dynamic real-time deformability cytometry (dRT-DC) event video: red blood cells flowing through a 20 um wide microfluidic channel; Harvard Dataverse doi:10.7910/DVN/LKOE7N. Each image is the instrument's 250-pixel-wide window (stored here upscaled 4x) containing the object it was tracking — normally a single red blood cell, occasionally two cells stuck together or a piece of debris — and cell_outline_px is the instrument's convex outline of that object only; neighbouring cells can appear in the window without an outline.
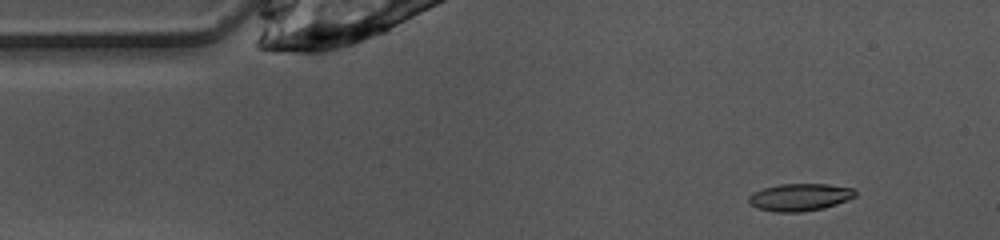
{"species": "common noctule bat (a hibernating species)", "species_latin": "Nyctalus noctula", "temperature_condition": "warm", "stored_images_in_passage": 44, "camera_frame_rate_fps": 3000, "um_per_image_px": 0.085, "animal": {"sex": "female", "body_mass_g": 10.0, "forearm_length_mm": 53.1}, "frame": {"image": 1, "passage_image": 1, "time_ms": 0.0, "image_size_px": [1000, 240], "cell_outline_px": [[856, 196], [848, 200], [824, 208], [800, 212], [776, 212], [756, 208], [748, 200], [748, 196], [752, 192], [764, 188], [780, 184], [828, 184], [852, 188], [856, 192]], "centroid_in_image_um": [67.98, 16.76], "position_along_channel_um": 17.0, "area_um2": 16.99}}
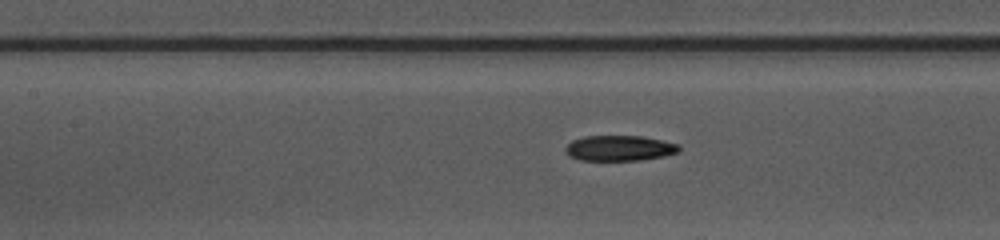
{"frame": {"image": 2, "passage_image": 16, "time_ms": 5.0, "image_size_px": [1000, 240], "cell_outline_px": [[680, 152], [664, 156], [640, 160], [580, 160], [568, 156], [564, 152], [564, 148], [572, 140], [584, 136], [644, 136], [680, 144]], "centroid_in_image_um": [52.65, 12.59], "position_along_channel_um": 154.7, "area_um2": 17.05}}
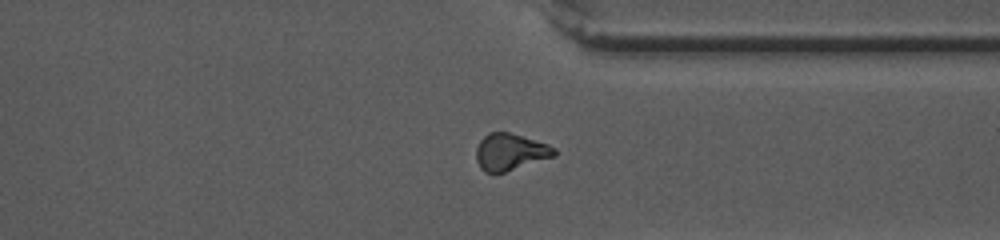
{"frame": {"image": 3, "passage_image": 32, "time_ms": 10.333, "image_size_px": [1000, 240], "cell_outline_px": [[556, 156], [504, 172], [484, 172], [480, 168], [476, 160], [476, 148], [480, 140], [488, 132], [508, 132], [548, 144], [556, 148]], "centroid_in_image_um": [43.36, 12.91], "position_along_channel_um": 368.0, "area_um2": 16.7}, "authors_computed_cell_mechanics": {"area_um2": 16.9932, "velocity_mm_per_s": 4.0394, "shape_relaxation_time_tau1_ms": 9.6616, "shape_relaxation_time_tau2_ms": 8.3438, "deformation_change_tau1": 0.2332, "deformation_change_tau2": 0.1367}}